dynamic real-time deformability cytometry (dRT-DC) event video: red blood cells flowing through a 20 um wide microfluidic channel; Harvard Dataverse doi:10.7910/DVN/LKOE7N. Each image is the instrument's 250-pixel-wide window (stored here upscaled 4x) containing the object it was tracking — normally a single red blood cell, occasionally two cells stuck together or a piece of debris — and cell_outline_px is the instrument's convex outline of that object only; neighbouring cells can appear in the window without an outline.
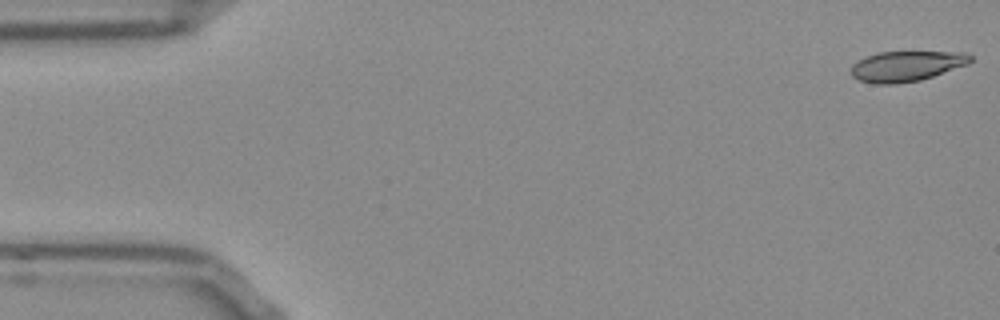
{"species": "Egyptian fruit bat (a non-hibernating species)", "species_latin": "Rousettus aegyptiacus", "temperature_condition": "room temperature", "stored_images_in_passage": 52, "camera_frame_rate_fps": 3000, "um_per_image_px": 0.085, "frame": {"image": 1, "passage_image": 1, "time_ms": 0.0, "image_size_px": [1000, 320], "cell_outline_px": [[972, 60], [968, 64], [920, 80], [896, 84], [876, 84], [860, 80], [852, 76], [848, 72], [852, 64], [868, 56], [880, 52], [968, 52], [972, 56]], "centroid_in_image_um": [77.04, 5.62], "position_along_channel_um": 8.0, "area_um2": 21.04}}
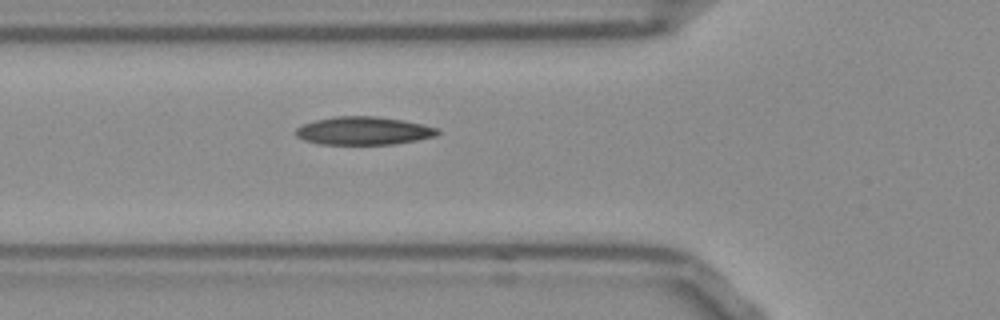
{"frame": {"image": 2, "passage_image": 18, "time_ms": 5.667, "image_size_px": [1000, 320], "cell_outline_px": [[440, 132], [436, 136], [416, 140], [392, 144], [320, 144], [304, 140], [296, 136], [296, 128], [304, 124], [316, 120], [332, 116], [376, 116], [404, 120], [424, 124], [440, 128]], "centroid_in_image_um": [30.94, 11.11], "position_along_channel_um": 94.9, "area_um2": 23.29}}
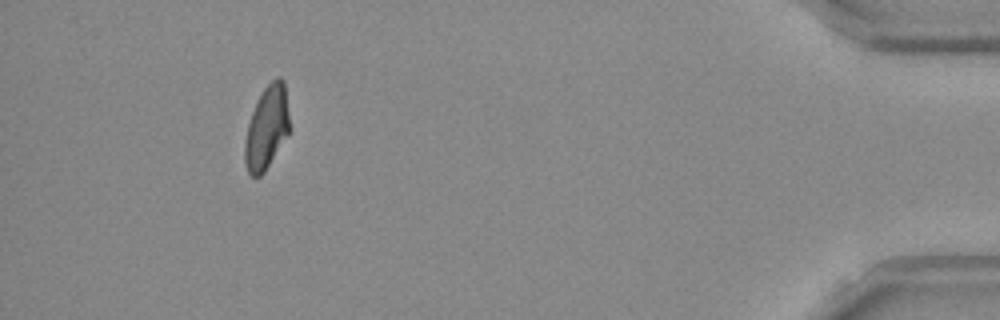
{"frame": {"image": 3, "passage_image": 48, "time_ms": 15.667, "image_size_px": [1000, 320], "cell_outline_px": [[292, 128], [288, 136], [264, 172], [260, 176], [252, 176], [248, 172], [244, 160], [244, 140], [248, 124], [252, 112], [264, 88], [276, 76], [280, 76], [284, 80]], "centroid_in_image_um": [22.71, 10.84], "position_along_channel_um": 412.5, "area_um2": 22.08}, "authors_computed_cell_mechanics": {"area_um2": 22.3975, "velocity_mm_per_s": 3.8419, "shape_relaxation_time_tau1_ms": 8.4249, "shape_relaxation_time_tau2_ms": 3.3518, "deformation_change_tau1": 0.1972, "deformation_change_tau2": 0.0824}}